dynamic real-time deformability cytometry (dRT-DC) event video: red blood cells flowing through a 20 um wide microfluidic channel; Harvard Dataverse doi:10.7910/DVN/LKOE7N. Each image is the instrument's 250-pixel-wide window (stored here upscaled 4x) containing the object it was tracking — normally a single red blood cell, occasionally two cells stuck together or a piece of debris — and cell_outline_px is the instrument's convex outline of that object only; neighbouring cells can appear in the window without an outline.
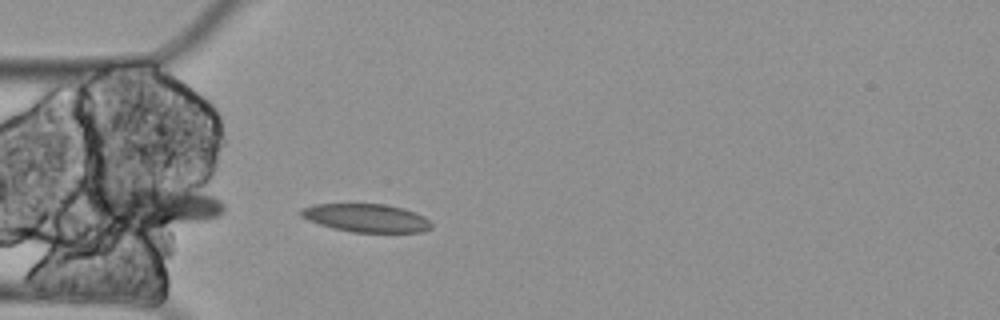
{"species": "Egyptian fruit bat (a non-hibernating species)", "species_latin": "Rousettus aegyptiacus", "temperature_condition": "cold", "stored_images_in_passage": 6, "camera_frame_rate_fps": 3000, "um_per_image_px": 0.085, "animal": {"sex": "female"}, "frame": {"image": 1, "passage_image": 6, "time_ms": 1.667, "image_size_px": [1000, 320], "cell_outline_px": [[432, 228], [420, 232], [352, 232], [332, 228], [308, 220], [300, 216], [300, 212], [304, 208], [316, 204], [384, 204], [400, 208], [424, 216], [432, 224]], "centroid_in_image_um": [31.13, 18.53], "position_along_channel_um": 53.9, "area_um2": 21.15}}